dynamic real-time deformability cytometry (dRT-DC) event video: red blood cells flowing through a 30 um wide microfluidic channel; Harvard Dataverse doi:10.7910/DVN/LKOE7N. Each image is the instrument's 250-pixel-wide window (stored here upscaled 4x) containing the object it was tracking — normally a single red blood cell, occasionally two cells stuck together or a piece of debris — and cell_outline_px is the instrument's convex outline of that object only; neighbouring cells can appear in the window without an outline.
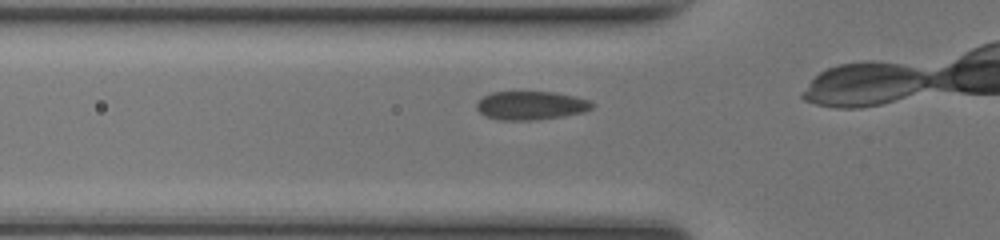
{"species": "common noctule bat (a hibernating species)", "species_latin": "Nyctalus noctula", "temperature_condition": "room temperature", "stored_images_in_passage": 25, "camera_frame_rate_fps": 3000, "um_per_image_px": 0.085, "animal": {"sex": "female", "body_mass_g": 17.0, "forearm_length_mm": 48.0}, "frame": {"image": 1, "passage_image": 3, "time_ms": 0.667, "image_size_px": [1000, 240], "cell_outline_px": [[596, 104], [592, 108], [584, 112], [564, 116], [536, 120], [500, 120], [484, 116], [476, 108], [476, 104], [484, 96], [492, 92], [556, 92], [588, 100]], "centroid_in_image_um": [45.13, 8.97], "position_along_channel_um": 80.7, "area_um2": 19.25}}
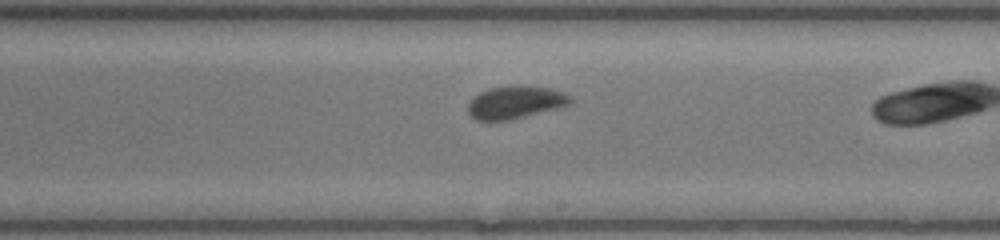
{"frame": {"image": 2, "passage_image": 15, "time_ms": 4.667, "image_size_px": [1000, 240], "cell_outline_px": [[572, 100], [568, 104], [556, 108], [508, 120], [476, 120], [468, 112], [468, 104], [480, 92], [488, 88], [520, 84], [552, 88], [564, 92], [572, 96]], "centroid_in_image_um": [43.82, 8.66], "position_along_channel_um": 245.2, "area_um2": 19.42}}
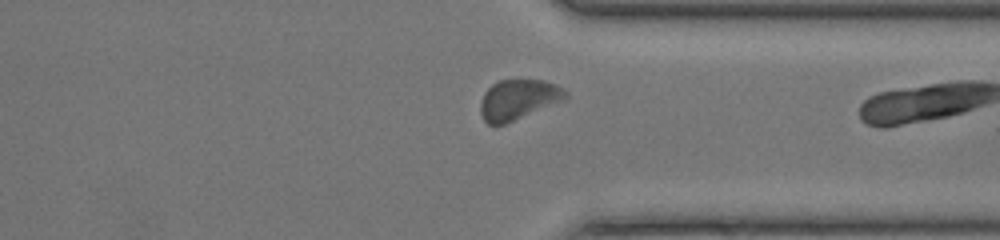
{"frame": {"image": 3, "passage_image": 24, "time_ms": 7.667, "image_size_px": [1000, 240], "cell_outline_px": [[568, 96], [564, 100], [504, 124], [488, 124], [484, 120], [480, 112], [480, 104], [484, 92], [492, 84], [500, 80], [544, 80], [568, 92]], "centroid_in_image_um": [44.02, 8.46], "position_along_channel_um": 367.4, "area_um2": 19.59}}